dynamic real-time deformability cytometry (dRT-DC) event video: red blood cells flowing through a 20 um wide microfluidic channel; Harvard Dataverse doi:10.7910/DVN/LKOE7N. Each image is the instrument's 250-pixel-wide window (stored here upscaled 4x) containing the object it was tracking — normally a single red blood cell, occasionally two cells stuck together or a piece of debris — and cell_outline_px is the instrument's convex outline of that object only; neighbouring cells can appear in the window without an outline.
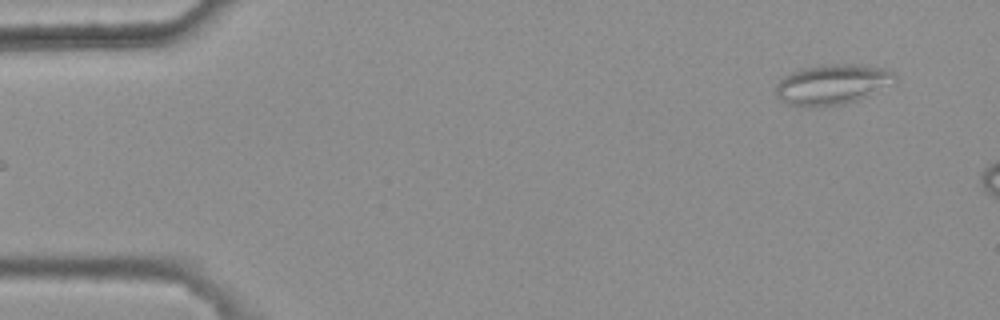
{"species": "common noctule bat (a hibernating species)", "species_latin": "Nyctalus noctula", "temperature_condition": "warm", "stored_images_in_passage": 5, "camera_frame_rate_fps": 3000, "um_per_image_px": 0.085, "animal": {"sex": "female", "body_mass_g": 25.1}, "frame": {"image": 1, "passage_image": 5, "time_ms": 1.333, "image_size_px": [1000, 320], "cell_outline_px": [[896, 80], [868, 96], [844, 104], [788, 104], [780, 100], [776, 96], [776, 84], [784, 76], [800, 68], [820, 64], [868, 64], [888, 68], [896, 72]], "centroid_in_image_um": [70.79, 7.1], "position_along_channel_um": 14.2, "area_um2": 27.69}}